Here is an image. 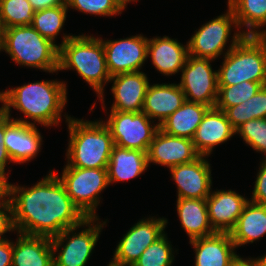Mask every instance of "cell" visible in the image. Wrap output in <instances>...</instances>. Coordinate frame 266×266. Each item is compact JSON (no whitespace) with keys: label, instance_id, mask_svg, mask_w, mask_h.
Wrapping results in <instances>:
<instances>
[{"label":"cell","instance_id":"cell-5","mask_svg":"<svg viewBox=\"0 0 266 266\" xmlns=\"http://www.w3.org/2000/svg\"><path fill=\"white\" fill-rule=\"evenodd\" d=\"M69 143L67 165L76 168H107L114 140L103 121H84L65 116Z\"/></svg>","mask_w":266,"mask_h":266},{"label":"cell","instance_id":"cell-24","mask_svg":"<svg viewBox=\"0 0 266 266\" xmlns=\"http://www.w3.org/2000/svg\"><path fill=\"white\" fill-rule=\"evenodd\" d=\"M148 166L147 152L114 145L107 166L108 183L136 178Z\"/></svg>","mask_w":266,"mask_h":266},{"label":"cell","instance_id":"cell-10","mask_svg":"<svg viewBox=\"0 0 266 266\" xmlns=\"http://www.w3.org/2000/svg\"><path fill=\"white\" fill-rule=\"evenodd\" d=\"M207 58L189 55L182 68L179 83L186 101L195 102L214 108L218 96L217 71H213Z\"/></svg>","mask_w":266,"mask_h":266},{"label":"cell","instance_id":"cell-1","mask_svg":"<svg viewBox=\"0 0 266 266\" xmlns=\"http://www.w3.org/2000/svg\"><path fill=\"white\" fill-rule=\"evenodd\" d=\"M9 199L18 233L52 238L87 219L52 170L30 188L9 184Z\"/></svg>","mask_w":266,"mask_h":266},{"label":"cell","instance_id":"cell-9","mask_svg":"<svg viewBox=\"0 0 266 266\" xmlns=\"http://www.w3.org/2000/svg\"><path fill=\"white\" fill-rule=\"evenodd\" d=\"M110 112L108 120L103 123L109 129L114 144L147 152L159 129L158 123L151 126L150 118L143 112Z\"/></svg>","mask_w":266,"mask_h":266},{"label":"cell","instance_id":"cell-45","mask_svg":"<svg viewBox=\"0 0 266 266\" xmlns=\"http://www.w3.org/2000/svg\"><path fill=\"white\" fill-rule=\"evenodd\" d=\"M3 45H4V27L0 19V51H3Z\"/></svg>","mask_w":266,"mask_h":266},{"label":"cell","instance_id":"cell-25","mask_svg":"<svg viewBox=\"0 0 266 266\" xmlns=\"http://www.w3.org/2000/svg\"><path fill=\"white\" fill-rule=\"evenodd\" d=\"M176 203L181 226L190 241L216 233L209 222L206 199L177 198Z\"/></svg>","mask_w":266,"mask_h":266},{"label":"cell","instance_id":"cell-42","mask_svg":"<svg viewBox=\"0 0 266 266\" xmlns=\"http://www.w3.org/2000/svg\"><path fill=\"white\" fill-rule=\"evenodd\" d=\"M233 266H256V264L249 258L243 259L240 257Z\"/></svg>","mask_w":266,"mask_h":266},{"label":"cell","instance_id":"cell-23","mask_svg":"<svg viewBox=\"0 0 266 266\" xmlns=\"http://www.w3.org/2000/svg\"><path fill=\"white\" fill-rule=\"evenodd\" d=\"M12 266H54L51 238L18 233Z\"/></svg>","mask_w":266,"mask_h":266},{"label":"cell","instance_id":"cell-31","mask_svg":"<svg viewBox=\"0 0 266 266\" xmlns=\"http://www.w3.org/2000/svg\"><path fill=\"white\" fill-rule=\"evenodd\" d=\"M34 13L28 0H0V19L4 29L31 25Z\"/></svg>","mask_w":266,"mask_h":266},{"label":"cell","instance_id":"cell-20","mask_svg":"<svg viewBox=\"0 0 266 266\" xmlns=\"http://www.w3.org/2000/svg\"><path fill=\"white\" fill-rule=\"evenodd\" d=\"M195 248V266H233L240 258L229 233H218L190 241Z\"/></svg>","mask_w":266,"mask_h":266},{"label":"cell","instance_id":"cell-46","mask_svg":"<svg viewBox=\"0 0 266 266\" xmlns=\"http://www.w3.org/2000/svg\"><path fill=\"white\" fill-rule=\"evenodd\" d=\"M108 266H127L122 263L116 262L112 259V261L108 264Z\"/></svg>","mask_w":266,"mask_h":266},{"label":"cell","instance_id":"cell-34","mask_svg":"<svg viewBox=\"0 0 266 266\" xmlns=\"http://www.w3.org/2000/svg\"><path fill=\"white\" fill-rule=\"evenodd\" d=\"M243 141L257 152H264L266 160V118L248 120L236 129Z\"/></svg>","mask_w":266,"mask_h":266},{"label":"cell","instance_id":"cell-18","mask_svg":"<svg viewBox=\"0 0 266 266\" xmlns=\"http://www.w3.org/2000/svg\"><path fill=\"white\" fill-rule=\"evenodd\" d=\"M209 222L215 232L229 233L249 200L235 191L217 190L207 198Z\"/></svg>","mask_w":266,"mask_h":266},{"label":"cell","instance_id":"cell-2","mask_svg":"<svg viewBox=\"0 0 266 266\" xmlns=\"http://www.w3.org/2000/svg\"><path fill=\"white\" fill-rule=\"evenodd\" d=\"M0 102L9 116L13 107L24 113L25 119L33 120V125L35 122L45 127L58 125L67 102L66 84L54 80L24 84L0 92Z\"/></svg>","mask_w":266,"mask_h":266},{"label":"cell","instance_id":"cell-27","mask_svg":"<svg viewBox=\"0 0 266 266\" xmlns=\"http://www.w3.org/2000/svg\"><path fill=\"white\" fill-rule=\"evenodd\" d=\"M209 109L210 107L206 105L185 101L159 125V128L169 135L193 139L199 124Z\"/></svg>","mask_w":266,"mask_h":266},{"label":"cell","instance_id":"cell-11","mask_svg":"<svg viewBox=\"0 0 266 266\" xmlns=\"http://www.w3.org/2000/svg\"><path fill=\"white\" fill-rule=\"evenodd\" d=\"M238 28L232 9L202 25L187 42L189 55L214 60L223 54L231 28Z\"/></svg>","mask_w":266,"mask_h":266},{"label":"cell","instance_id":"cell-3","mask_svg":"<svg viewBox=\"0 0 266 266\" xmlns=\"http://www.w3.org/2000/svg\"><path fill=\"white\" fill-rule=\"evenodd\" d=\"M74 69L98 94L104 107V84L110 81L105 52L100 38L64 35L59 45L58 70Z\"/></svg>","mask_w":266,"mask_h":266},{"label":"cell","instance_id":"cell-21","mask_svg":"<svg viewBox=\"0 0 266 266\" xmlns=\"http://www.w3.org/2000/svg\"><path fill=\"white\" fill-rule=\"evenodd\" d=\"M186 101L179 84L149 85L142 112L151 120L158 119L160 125Z\"/></svg>","mask_w":266,"mask_h":266},{"label":"cell","instance_id":"cell-40","mask_svg":"<svg viewBox=\"0 0 266 266\" xmlns=\"http://www.w3.org/2000/svg\"><path fill=\"white\" fill-rule=\"evenodd\" d=\"M34 11L44 10L66 3V0H28Z\"/></svg>","mask_w":266,"mask_h":266},{"label":"cell","instance_id":"cell-12","mask_svg":"<svg viewBox=\"0 0 266 266\" xmlns=\"http://www.w3.org/2000/svg\"><path fill=\"white\" fill-rule=\"evenodd\" d=\"M101 41L111 76L140 71L148 58V38L141 34L120 40Z\"/></svg>","mask_w":266,"mask_h":266},{"label":"cell","instance_id":"cell-14","mask_svg":"<svg viewBox=\"0 0 266 266\" xmlns=\"http://www.w3.org/2000/svg\"><path fill=\"white\" fill-rule=\"evenodd\" d=\"M6 114L4 147L12 162L21 164L35 158L41 149L42 136L36 125L25 119H14Z\"/></svg>","mask_w":266,"mask_h":266},{"label":"cell","instance_id":"cell-29","mask_svg":"<svg viewBox=\"0 0 266 266\" xmlns=\"http://www.w3.org/2000/svg\"><path fill=\"white\" fill-rule=\"evenodd\" d=\"M224 112L235 130L248 120L266 118V85L247 101L228 107Z\"/></svg>","mask_w":266,"mask_h":266},{"label":"cell","instance_id":"cell-30","mask_svg":"<svg viewBox=\"0 0 266 266\" xmlns=\"http://www.w3.org/2000/svg\"><path fill=\"white\" fill-rule=\"evenodd\" d=\"M67 11L68 7L66 3L36 11L31 26L43 37L51 40L55 44V38H57V35L64 26Z\"/></svg>","mask_w":266,"mask_h":266},{"label":"cell","instance_id":"cell-13","mask_svg":"<svg viewBox=\"0 0 266 266\" xmlns=\"http://www.w3.org/2000/svg\"><path fill=\"white\" fill-rule=\"evenodd\" d=\"M167 221L165 218L152 217L138 221L120 240L112 259L132 266L142 252L165 233Z\"/></svg>","mask_w":266,"mask_h":266},{"label":"cell","instance_id":"cell-44","mask_svg":"<svg viewBox=\"0 0 266 266\" xmlns=\"http://www.w3.org/2000/svg\"><path fill=\"white\" fill-rule=\"evenodd\" d=\"M251 260L256 264V266H266V254L264 256H260L259 258L252 259Z\"/></svg>","mask_w":266,"mask_h":266},{"label":"cell","instance_id":"cell-33","mask_svg":"<svg viewBox=\"0 0 266 266\" xmlns=\"http://www.w3.org/2000/svg\"><path fill=\"white\" fill-rule=\"evenodd\" d=\"M164 233L148 246L132 266H172L174 255L172 245Z\"/></svg>","mask_w":266,"mask_h":266},{"label":"cell","instance_id":"cell-36","mask_svg":"<svg viewBox=\"0 0 266 266\" xmlns=\"http://www.w3.org/2000/svg\"><path fill=\"white\" fill-rule=\"evenodd\" d=\"M13 208L10 199L0 201V240H5L3 234L15 231Z\"/></svg>","mask_w":266,"mask_h":266},{"label":"cell","instance_id":"cell-22","mask_svg":"<svg viewBox=\"0 0 266 266\" xmlns=\"http://www.w3.org/2000/svg\"><path fill=\"white\" fill-rule=\"evenodd\" d=\"M154 67L163 75L182 70L189 56L188 44L183 45L168 36L148 39V52Z\"/></svg>","mask_w":266,"mask_h":266},{"label":"cell","instance_id":"cell-38","mask_svg":"<svg viewBox=\"0 0 266 266\" xmlns=\"http://www.w3.org/2000/svg\"><path fill=\"white\" fill-rule=\"evenodd\" d=\"M5 129H6V112L1 109L0 110V172L3 173L6 177L5 172V166L9 163L12 162L7 149L4 147V134H5Z\"/></svg>","mask_w":266,"mask_h":266},{"label":"cell","instance_id":"cell-39","mask_svg":"<svg viewBox=\"0 0 266 266\" xmlns=\"http://www.w3.org/2000/svg\"><path fill=\"white\" fill-rule=\"evenodd\" d=\"M13 242L0 240V266H12Z\"/></svg>","mask_w":266,"mask_h":266},{"label":"cell","instance_id":"cell-15","mask_svg":"<svg viewBox=\"0 0 266 266\" xmlns=\"http://www.w3.org/2000/svg\"><path fill=\"white\" fill-rule=\"evenodd\" d=\"M169 169L178 186V198L206 199L212 193L211 169L206 156H199L192 162Z\"/></svg>","mask_w":266,"mask_h":266},{"label":"cell","instance_id":"cell-6","mask_svg":"<svg viewBox=\"0 0 266 266\" xmlns=\"http://www.w3.org/2000/svg\"><path fill=\"white\" fill-rule=\"evenodd\" d=\"M3 50L18 65L50 73L58 71L59 45L43 37L31 25L4 29Z\"/></svg>","mask_w":266,"mask_h":266},{"label":"cell","instance_id":"cell-4","mask_svg":"<svg viewBox=\"0 0 266 266\" xmlns=\"http://www.w3.org/2000/svg\"><path fill=\"white\" fill-rule=\"evenodd\" d=\"M237 31L224 61L217 70L218 86L237 85L243 81L266 85V36H245Z\"/></svg>","mask_w":266,"mask_h":266},{"label":"cell","instance_id":"cell-16","mask_svg":"<svg viewBox=\"0 0 266 266\" xmlns=\"http://www.w3.org/2000/svg\"><path fill=\"white\" fill-rule=\"evenodd\" d=\"M199 156L192 139L169 135L160 128L147 151L148 165L155 163L167 168L192 162Z\"/></svg>","mask_w":266,"mask_h":266},{"label":"cell","instance_id":"cell-8","mask_svg":"<svg viewBox=\"0 0 266 266\" xmlns=\"http://www.w3.org/2000/svg\"><path fill=\"white\" fill-rule=\"evenodd\" d=\"M99 220L98 217L87 218L80 225L65 229L60 234L51 238V245L54 252V266H85L87 264L98 241L101 229L106 225L105 221L95 224ZM82 226H87V228L78 233H74L76 229ZM65 241L66 244L64 245ZM59 247L62 249L56 256L55 254L60 249Z\"/></svg>","mask_w":266,"mask_h":266},{"label":"cell","instance_id":"cell-37","mask_svg":"<svg viewBox=\"0 0 266 266\" xmlns=\"http://www.w3.org/2000/svg\"><path fill=\"white\" fill-rule=\"evenodd\" d=\"M252 194L250 201L266 207V160L260 165Z\"/></svg>","mask_w":266,"mask_h":266},{"label":"cell","instance_id":"cell-41","mask_svg":"<svg viewBox=\"0 0 266 266\" xmlns=\"http://www.w3.org/2000/svg\"><path fill=\"white\" fill-rule=\"evenodd\" d=\"M8 177L0 172V201L9 199V184ZM8 197V198H7Z\"/></svg>","mask_w":266,"mask_h":266},{"label":"cell","instance_id":"cell-19","mask_svg":"<svg viewBox=\"0 0 266 266\" xmlns=\"http://www.w3.org/2000/svg\"><path fill=\"white\" fill-rule=\"evenodd\" d=\"M236 130L224 111L210 108L204 115L193 137L194 147L200 156H209L213 148L229 140Z\"/></svg>","mask_w":266,"mask_h":266},{"label":"cell","instance_id":"cell-43","mask_svg":"<svg viewBox=\"0 0 266 266\" xmlns=\"http://www.w3.org/2000/svg\"><path fill=\"white\" fill-rule=\"evenodd\" d=\"M114 1V3L116 4V6L121 10V11H123L125 8H126V6H127V4L128 3H130L131 1H137V0H113Z\"/></svg>","mask_w":266,"mask_h":266},{"label":"cell","instance_id":"cell-28","mask_svg":"<svg viewBox=\"0 0 266 266\" xmlns=\"http://www.w3.org/2000/svg\"><path fill=\"white\" fill-rule=\"evenodd\" d=\"M227 6L232 9L238 28L247 27L245 36H262L259 30L266 26V0H228Z\"/></svg>","mask_w":266,"mask_h":266},{"label":"cell","instance_id":"cell-26","mask_svg":"<svg viewBox=\"0 0 266 266\" xmlns=\"http://www.w3.org/2000/svg\"><path fill=\"white\" fill-rule=\"evenodd\" d=\"M229 234L236 248L266 235V207L248 201Z\"/></svg>","mask_w":266,"mask_h":266},{"label":"cell","instance_id":"cell-17","mask_svg":"<svg viewBox=\"0 0 266 266\" xmlns=\"http://www.w3.org/2000/svg\"><path fill=\"white\" fill-rule=\"evenodd\" d=\"M114 103L111 111L142 112L149 80L142 71L120 73L111 76Z\"/></svg>","mask_w":266,"mask_h":266},{"label":"cell","instance_id":"cell-47","mask_svg":"<svg viewBox=\"0 0 266 266\" xmlns=\"http://www.w3.org/2000/svg\"><path fill=\"white\" fill-rule=\"evenodd\" d=\"M262 36H266V30L264 31H262Z\"/></svg>","mask_w":266,"mask_h":266},{"label":"cell","instance_id":"cell-32","mask_svg":"<svg viewBox=\"0 0 266 266\" xmlns=\"http://www.w3.org/2000/svg\"><path fill=\"white\" fill-rule=\"evenodd\" d=\"M263 85L260 82L243 81L232 86H218V96L215 108L225 111L247 101L254 96Z\"/></svg>","mask_w":266,"mask_h":266},{"label":"cell","instance_id":"cell-35","mask_svg":"<svg viewBox=\"0 0 266 266\" xmlns=\"http://www.w3.org/2000/svg\"><path fill=\"white\" fill-rule=\"evenodd\" d=\"M66 5L69 8L91 15L110 17L122 13L113 0H66Z\"/></svg>","mask_w":266,"mask_h":266},{"label":"cell","instance_id":"cell-7","mask_svg":"<svg viewBox=\"0 0 266 266\" xmlns=\"http://www.w3.org/2000/svg\"><path fill=\"white\" fill-rule=\"evenodd\" d=\"M67 194L87 218H96L99 194L109 186L107 168L65 166L61 178Z\"/></svg>","mask_w":266,"mask_h":266}]
</instances>
